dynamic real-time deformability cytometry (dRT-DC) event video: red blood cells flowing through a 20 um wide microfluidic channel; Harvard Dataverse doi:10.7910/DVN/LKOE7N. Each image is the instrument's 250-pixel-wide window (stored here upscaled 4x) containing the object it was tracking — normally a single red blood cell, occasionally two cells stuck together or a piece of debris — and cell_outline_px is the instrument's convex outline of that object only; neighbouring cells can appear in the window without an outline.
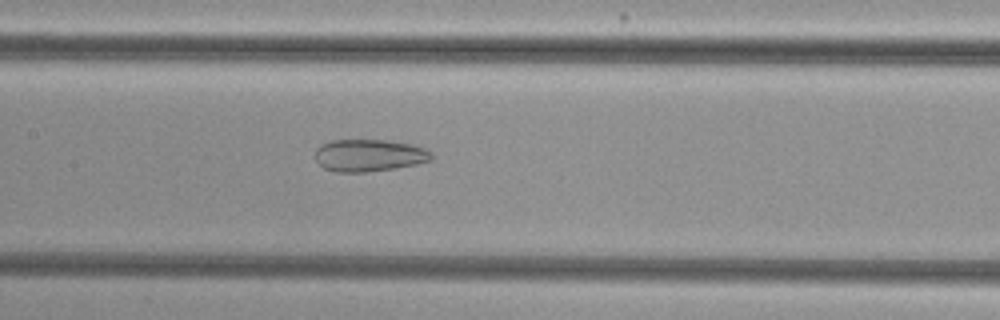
{"species": "common noctule bat (a hibernating species)", "species_latin": "Nyctalus noctula", "temperature_condition": "cold", "stored_images_in_passage": 46, "camera_frame_rate_fps": 3000, "um_per_image_px": 0.085, "animal": {"sex": "female", "body_mass_g": 29.2, "forearm_length_mm": 56.3}, "frame": {"image": 1, "passage_image": 19, "time_ms": 6.0, "image_size_px": [1000, 320], "cell_outline_px": [[432, 160], [416, 164], [396, 168], [364, 172], [336, 172], [324, 168], [316, 160], [316, 148], [320, 144], [332, 140], [384, 140], [412, 144], [424, 148], [432, 152]], "centroid_in_image_um": [31.37, 13.2], "position_along_channel_um": 176.0, "area_um2": 21.85}}
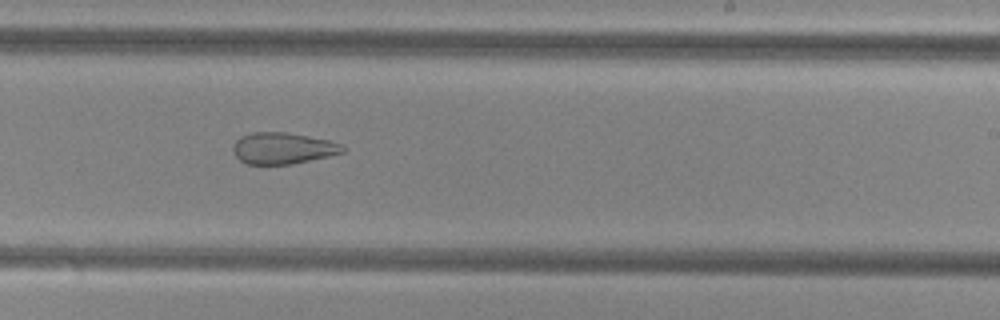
{"frame": {"image": 2, "passage_image": 26, "time_ms": 8.333, "image_size_px": [1000, 320], "cell_outline_px": [[344, 152], [328, 156], [292, 164], [248, 164], [240, 160], [236, 156], [232, 148], [232, 144], [240, 136], [252, 132], [284, 132], [308, 136], [328, 140], [344, 144]], "centroid_in_image_um": [24.02, 12.59], "position_along_channel_um": 265.0, "area_um2": 20.06}}
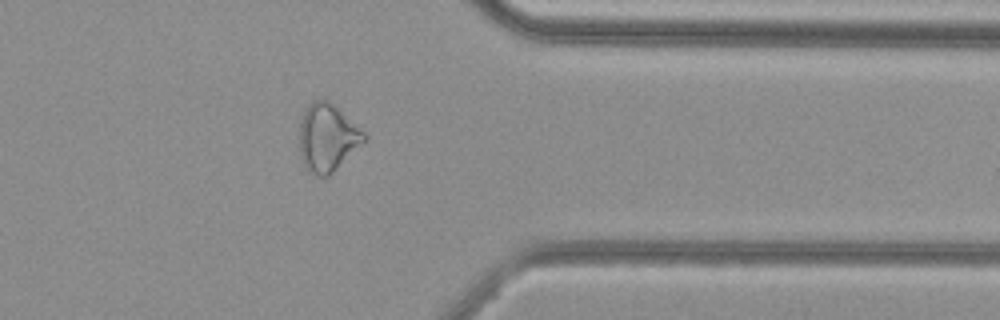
{"frame": {"image": 3, "passage_image": 36, "time_ms": 11.667, "image_size_px": [1000, 320], "cell_outline_px": [[368, 140], [328, 176], [316, 176], [304, 168], [300, 156], [300, 120], [304, 108], [312, 100], [328, 100], [364, 132], [368, 136]], "centroid_in_image_um": [27.82, 11.71], "position_along_channel_um": 383.6, "area_um2": 25.61}, "authors_computed_cell_mechanics": {"area_um2": 26.6169, "velocity_mm_per_s": 3.823, "shape_relaxation_time_tau1_ms": null, "shape_relaxation_time_tau2_ms": 2.5357, "deformation_change_tau1": null, "deformation_change_tau2": 0.1073}}